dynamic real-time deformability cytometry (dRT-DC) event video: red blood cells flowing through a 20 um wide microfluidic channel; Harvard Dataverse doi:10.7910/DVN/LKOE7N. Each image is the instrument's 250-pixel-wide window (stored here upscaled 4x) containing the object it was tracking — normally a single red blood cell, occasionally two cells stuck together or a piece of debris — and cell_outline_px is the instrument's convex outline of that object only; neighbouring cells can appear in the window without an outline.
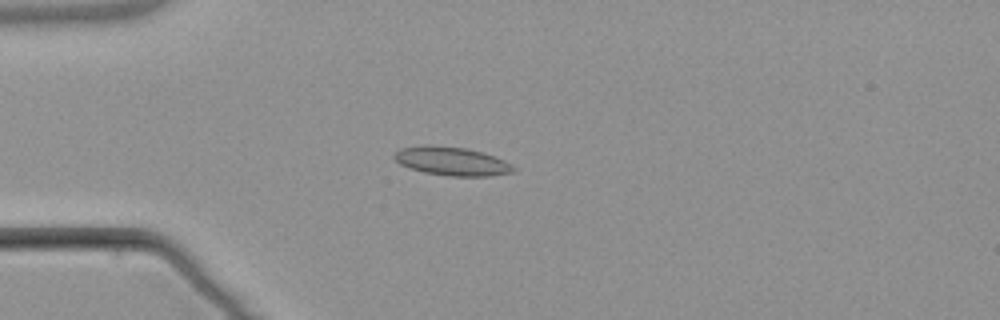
{"species": "common noctule bat (a hibernating species)", "species_latin": "Nyctalus noctula", "temperature_condition": "warm", "stored_images_in_passage": 3, "camera_frame_rate_fps": 3000, "um_per_image_px": 0.085, "animal": {"sex": "male", "body_mass_g": 21.5, "forearm_length_mm": 52.0}, "frame": {"image": 1, "passage_image": 3, "time_ms": 2.667, "image_size_px": [1000, 320], "cell_outline_px": [[516, 168], [512, 172], [488, 176], [448, 176], [424, 172], [400, 164], [392, 156], [400, 148], [424, 144], [468, 148], [484, 152], [496, 156], [512, 164]], "centroid_in_image_um": [38.42, 13.69], "position_along_channel_um": 46.6, "area_um2": 20.0}}